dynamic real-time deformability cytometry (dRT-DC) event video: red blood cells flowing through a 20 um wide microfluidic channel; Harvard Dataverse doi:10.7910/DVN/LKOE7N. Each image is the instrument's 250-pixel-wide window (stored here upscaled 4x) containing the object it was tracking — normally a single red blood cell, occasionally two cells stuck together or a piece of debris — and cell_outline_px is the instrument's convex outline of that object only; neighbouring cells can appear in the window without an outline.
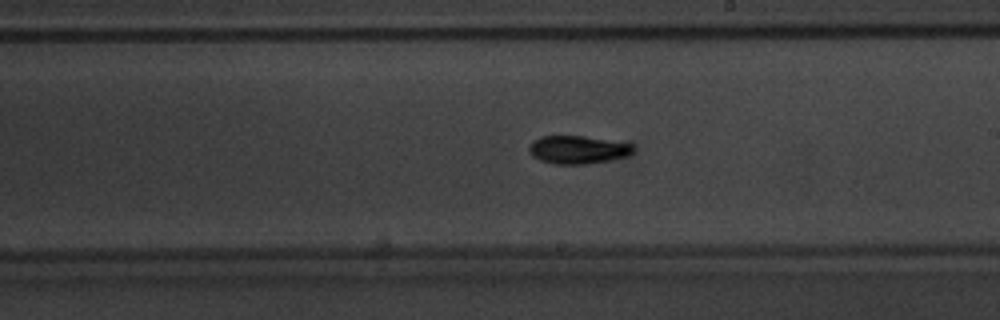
{"species": "common noctule bat (a hibernating species)", "species_latin": "Nyctalus noctula", "temperature_condition": "warm", "stored_images_in_passage": 48, "camera_frame_rate_fps": 3000, "um_per_image_px": 0.085, "animal": {"sex": "male", "body_mass_g": 20.1, "forearm_length_mm": 53.5}, "frame": {"image": 1, "passage_image": 26, "time_ms": 8.333, "image_size_px": [1000, 320], "cell_outline_px": [[632, 152], [624, 156], [608, 160], [584, 164], [552, 164], [540, 160], [532, 156], [528, 152], [528, 148], [532, 140], [540, 136], [584, 136], [632, 144]], "centroid_in_image_um": [49.01, 12.72], "position_along_channel_um": 240.0, "area_um2": 16.88}}
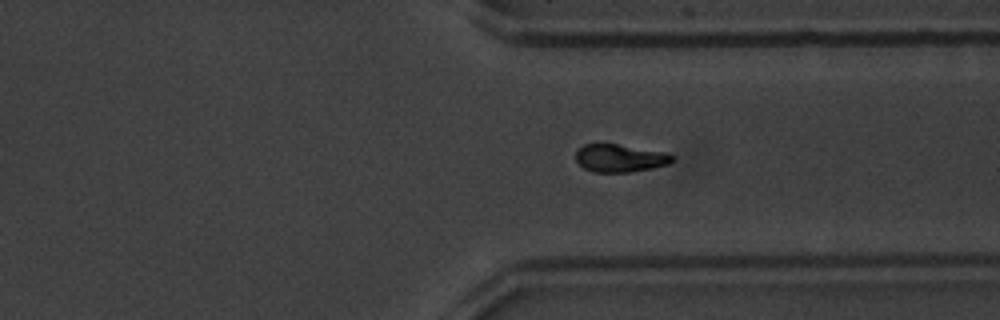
{"frame": {"image": 2, "passage_image": 35, "time_ms": 11.333, "image_size_px": [1000, 320], "cell_outline_px": [[672, 160], [668, 164], [652, 168], [628, 172], [592, 172], [584, 168], [576, 160], [576, 152], [584, 144], [616, 144], [668, 152], [672, 156]], "centroid_in_image_um": [52.69, 13.44], "position_along_channel_um": 358.7, "area_um2": 15.49}}
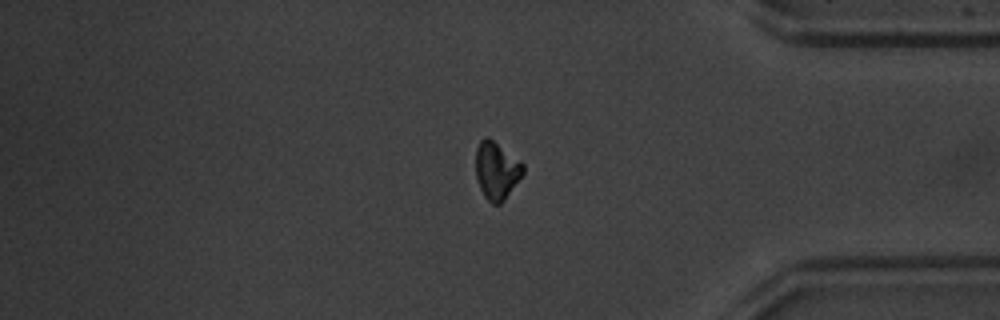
{"frame": {"image": 3, "passage_image": 39, "time_ms": 12.667, "image_size_px": [1000, 320], "cell_outline_px": [[524, 172], [504, 200], [500, 204], [492, 204], [484, 196], [480, 188], [476, 176], [476, 148], [480, 140], [484, 136], [488, 136], [520, 160], [524, 164]], "centroid_in_image_um": [42.2, 14.47], "position_along_channel_um": 393.0, "area_um2": 15.9}, "authors_computed_cell_mechanics": {"area_um2": 15.7216, "velocity_mm_per_s": 3.9618, "shape_relaxation_time_tau1_ms": 1.9814, "shape_relaxation_time_tau2_ms": null, "deformation_change_tau1": 0.1489, "deformation_change_tau2": null}}